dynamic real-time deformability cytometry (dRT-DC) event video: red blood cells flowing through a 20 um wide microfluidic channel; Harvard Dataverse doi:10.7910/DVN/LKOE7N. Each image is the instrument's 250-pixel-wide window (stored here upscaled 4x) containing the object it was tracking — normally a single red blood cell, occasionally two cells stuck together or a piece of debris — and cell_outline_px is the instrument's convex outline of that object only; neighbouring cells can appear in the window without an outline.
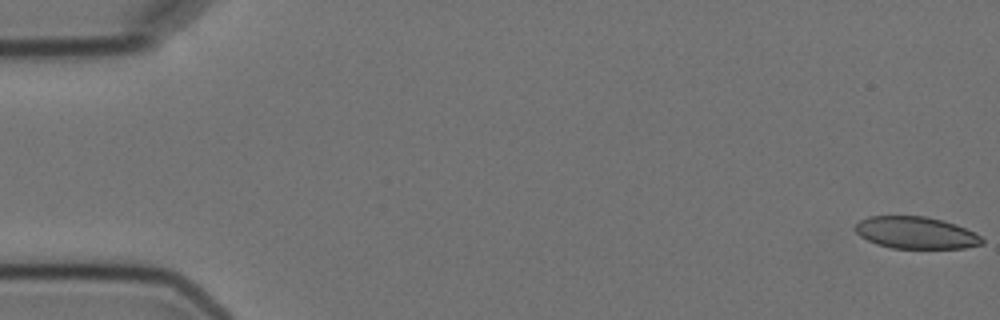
{"species": "Egyptian fruit bat (a non-hibernating species)", "species_latin": "Rousettus aegyptiacus", "temperature_condition": "cold", "stored_images_in_passage": 5, "camera_frame_rate_fps": 3000, "um_per_image_px": 0.085, "animal": {"sex": "female"}, "frame": {"image": 1, "passage_image": 1, "time_ms": 0.0, "image_size_px": [1000, 320], "cell_outline_px": [[984, 244], [964, 248], [892, 248], [876, 244], [860, 236], [852, 228], [860, 220], [868, 216], [924, 216], [944, 220], [956, 224], [980, 236], [984, 240]], "centroid_in_image_um": [77.83, 19.78], "position_along_channel_um": 7.2, "area_um2": 23.7}}
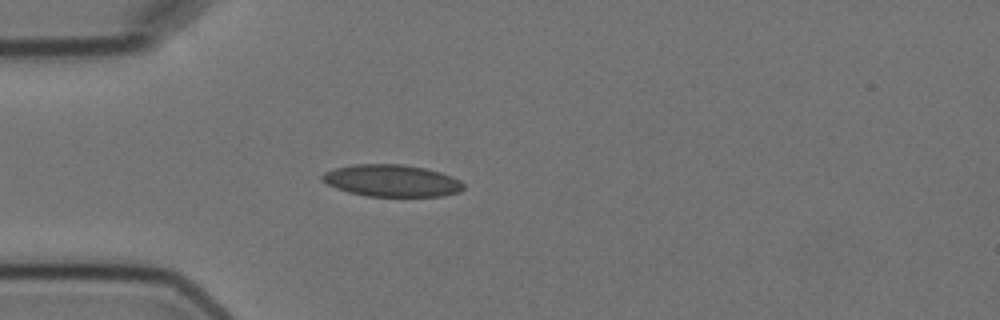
{"frame": {"image": 2, "passage_image": 5, "time_ms": 5.0, "image_size_px": [1000, 320], "cell_outline_px": [[464, 188], [460, 192], [444, 196], [368, 196], [348, 192], [336, 188], [320, 180], [320, 176], [324, 172], [336, 168], [352, 164], [400, 164], [424, 168], [440, 172], [452, 176], [460, 180], [464, 184]], "centroid_in_image_um": [33.3, 15.36], "position_along_channel_um": 51.7, "area_um2": 26.41}}